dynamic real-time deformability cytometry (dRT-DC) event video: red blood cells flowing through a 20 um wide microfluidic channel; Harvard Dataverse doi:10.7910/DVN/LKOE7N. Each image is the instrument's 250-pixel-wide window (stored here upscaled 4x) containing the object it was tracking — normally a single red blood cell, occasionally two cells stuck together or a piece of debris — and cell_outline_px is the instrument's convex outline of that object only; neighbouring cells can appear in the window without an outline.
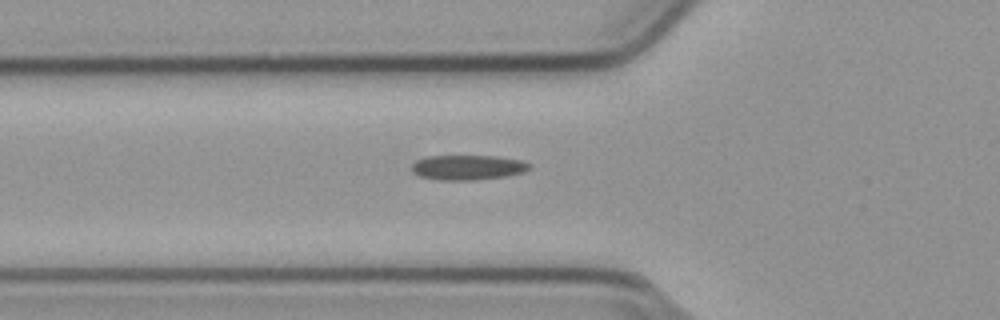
{"species": "common noctule bat (a hibernating species)", "species_latin": "Nyctalus noctula", "temperature_condition": "cold", "stored_images_in_passage": 34, "camera_frame_rate_fps": 3000, "um_per_image_px": 0.085, "animal": {"sex": "male", "body_mass_g": 23.1, "forearm_length_mm": 52.7}, "frame": {"image": 1, "passage_image": 4, "time_ms": 1.0, "image_size_px": [1000, 320], "cell_outline_px": [[532, 168], [524, 172], [508, 176], [476, 180], [444, 180], [420, 176], [412, 172], [412, 164], [416, 160], [428, 156], [496, 156], [520, 160], [532, 164]], "centroid_in_image_um": [39.8, 14.23], "position_along_channel_um": 86.0, "area_um2": 17.17}}
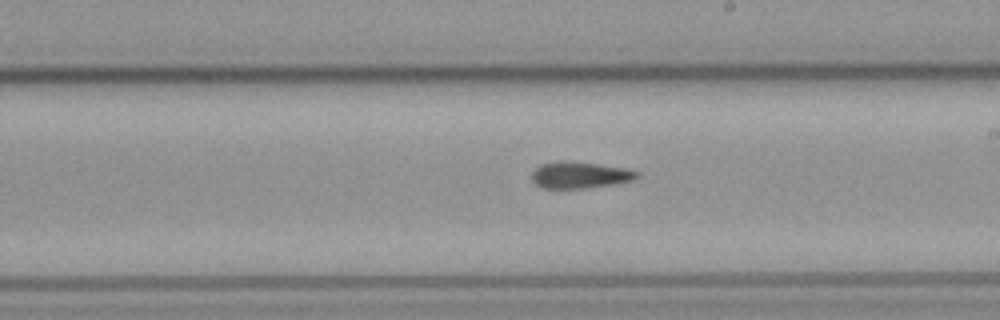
{"frame": {"image": 2, "passage_image": 16, "time_ms": 5.0, "image_size_px": [1000, 320], "cell_outline_px": [[640, 176], [632, 180], [612, 184], [584, 188], [544, 188], [536, 184], [532, 180], [532, 172], [540, 164], [560, 160], [596, 164], [624, 168], [640, 172]], "centroid_in_image_um": [49.27, 14.87], "position_along_channel_um": 239.7, "area_um2": 16.07}}
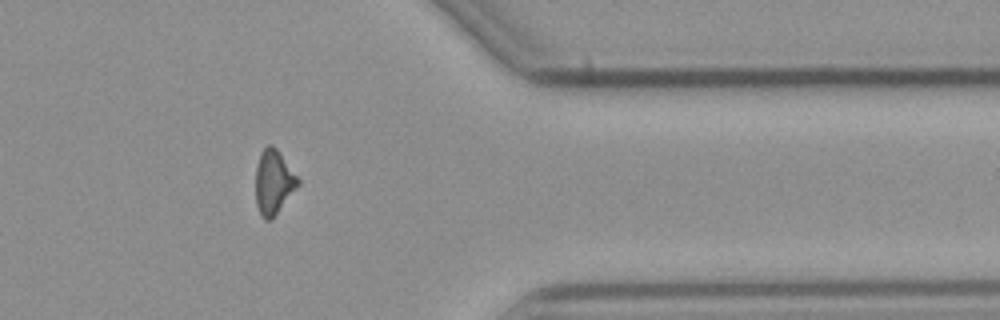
{"frame": {"image": 3, "passage_image": 29, "time_ms": 9.333, "image_size_px": [1000, 320], "cell_outline_px": [[300, 184], [272, 220], [264, 220], [256, 204], [256, 168], [260, 152], [268, 144], [272, 144], [276, 148], [300, 180]], "centroid_in_image_um": [23.26, 15.49], "position_along_channel_um": 388.1, "area_um2": 15.84}}